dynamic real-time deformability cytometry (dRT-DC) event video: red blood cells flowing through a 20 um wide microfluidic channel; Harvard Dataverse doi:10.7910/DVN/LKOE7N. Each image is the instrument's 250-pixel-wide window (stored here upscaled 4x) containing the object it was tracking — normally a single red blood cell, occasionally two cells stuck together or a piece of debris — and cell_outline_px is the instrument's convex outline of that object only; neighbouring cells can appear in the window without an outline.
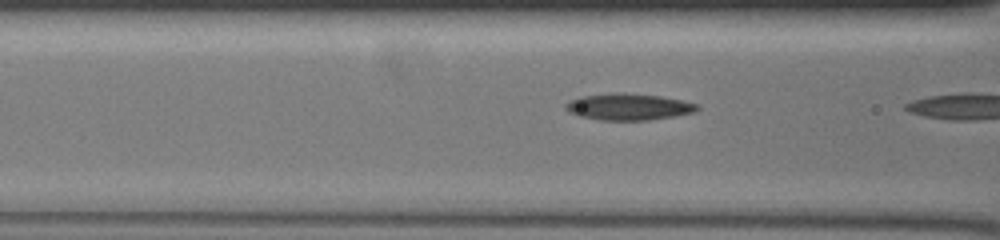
{"species": "common noctule bat (a hibernating species)", "species_latin": "Nyctalus noctula", "temperature_condition": "warm", "stored_images_in_passage": 5, "camera_frame_rate_fps": 3000, "um_per_image_px": 0.085, "animal": {"sex": "female", "body_mass_g": 19.5, "forearm_length_mm": 54.1}, "frame": {"image": 1, "passage_image": 4, "time_ms": 1.0, "image_size_px": [1000, 240], "cell_outline_px": [[700, 108], [692, 112], [672, 116], [648, 120], [600, 120], [580, 116], [568, 112], [564, 108], [564, 104], [580, 96], [620, 92], [624, 92], [660, 96], [680, 100], [696, 104]], "centroid_in_image_um": [53.36, 9.07], "position_along_channel_um": 113.2, "area_um2": 20.17}}